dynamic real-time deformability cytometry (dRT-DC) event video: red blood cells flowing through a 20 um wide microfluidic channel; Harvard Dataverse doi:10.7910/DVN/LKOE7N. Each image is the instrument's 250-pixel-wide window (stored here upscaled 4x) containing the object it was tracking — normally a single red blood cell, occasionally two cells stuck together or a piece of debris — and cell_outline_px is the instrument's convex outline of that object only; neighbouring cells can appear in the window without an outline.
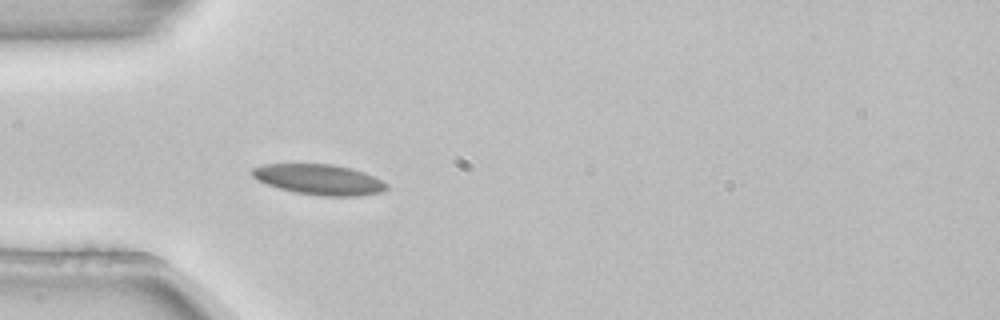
{"species": "common noctule bat (a hibernating species)", "species_latin": "Nyctalus noctula", "temperature_condition": "room temperature", "stored_images_in_passage": 4, "camera_frame_rate_fps": 3000, "um_per_image_px": 0.085, "animal": {"sex": "female", "body_mass_g": 22.7, "forearm_length_mm": 54.2}, "frame": {"image": 1, "passage_image": 4, "time_ms": 1.0, "image_size_px": [1000, 320], "cell_outline_px": [[388, 188], [384, 192], [356, 196], [324, 196], [296, 192], [280, 188], [256, 180], [248, 172], [252, 168], [264, 164], [332, 164], [352, 168], [364, 172], [388, 184]], "centroid_in_image_um": [27.11, 15.25], "position_along_channel_um": 57.9, "area_um2": 23.87}}